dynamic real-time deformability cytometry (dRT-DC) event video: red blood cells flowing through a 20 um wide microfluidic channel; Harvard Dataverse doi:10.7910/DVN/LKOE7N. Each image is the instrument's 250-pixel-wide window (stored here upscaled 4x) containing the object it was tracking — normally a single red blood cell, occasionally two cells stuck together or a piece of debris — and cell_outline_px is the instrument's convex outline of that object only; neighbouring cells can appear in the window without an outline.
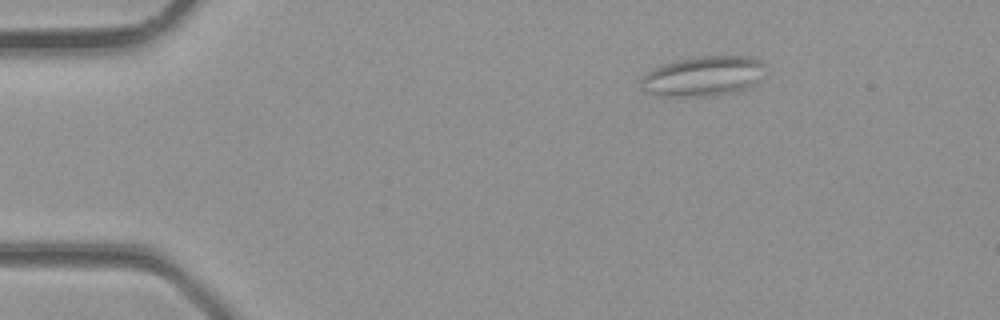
{"species": "common noctule bat (a hibernating species)", "species_latin": "Nyctalus noctula", "temperature_condition": "room temperature", "stored_images_in_passage": 3, "camera_frame_rate_fps": 3000, "um_per_image_px": 0.085, "animal": {"sex": "male", "body_mass_g": 23.1, "forearm_length_mm": 52.7}, "frame": {"image": 1, "passage_image": 3, "time_ms": 0.667, "image_size_px": [1000, 320], "cell_outline_px": [[764, 64], [760, 80], [756, 84], [748, 88], [732, 92], [692, 96], [660, 96], [644, 92], [640, 84], [640, 80], [648, 72], [664, 64], [680, 60], [700, 56], [752, 56], [760, 60]], "centroid_in_image_um": [59.78, 6.47], "position_along_channel_um": 25.2, "area_um2": 28.61}}